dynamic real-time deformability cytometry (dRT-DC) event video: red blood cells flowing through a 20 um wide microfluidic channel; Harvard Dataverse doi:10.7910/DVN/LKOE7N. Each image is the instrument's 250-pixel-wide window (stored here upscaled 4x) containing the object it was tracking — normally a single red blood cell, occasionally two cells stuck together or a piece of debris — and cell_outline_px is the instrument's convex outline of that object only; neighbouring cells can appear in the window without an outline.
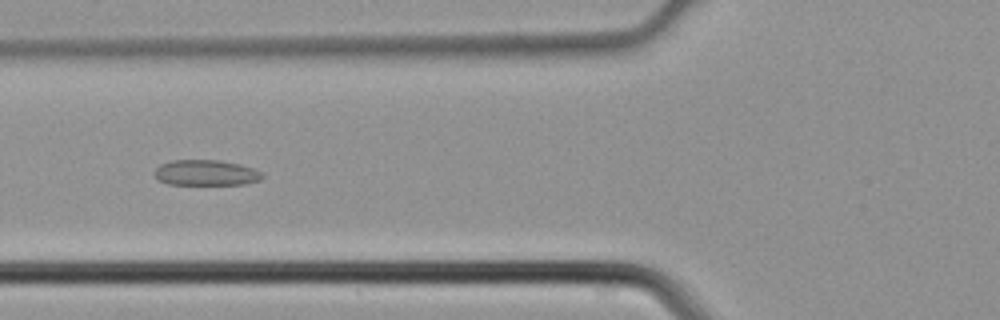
{"species": "common noctule bat (a hibernating species)", "species_latin": "Nyctalus noctula", "temperature_condition": "cold", "stored_images_in_passage": 33, "camera_frame_rate_fps": 3000, "um_per_image_px": 0.085, "animal": {"sex": "male", "body_mass_g": 21.5, "forearm_length_mm": 52.0}, "frame": {"image": 1, "passage_image": 6, "time_ms": 1.667, "image_size_px": [1000, 320], "cell_outline_px": [[264, 176], [260, 180], [244, 184], [168, 184], [156, 180], [156, 168], [160, 164], [172, 160], [220, 160], [240, 164], [252, 168], [260, 172]], "centroid_in_image_um": [17.49, 14.68], "position_along_channel_um": 108.3, "area_um2": 16.01}}
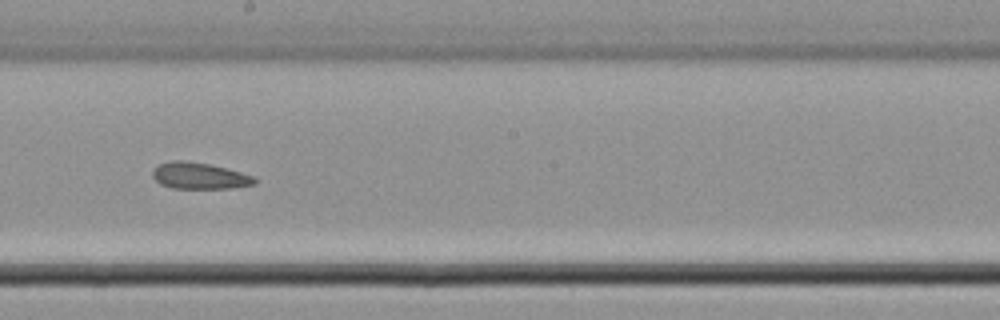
{"frame": {"image": 2, "passage_image": 14, "time_ms": 4.333, "image_size_px": [1000, 320], "cell_outline_px": [[256, 184], [232, 188], [172, 188], [160, 184], [152, 176], [152, 172], [160, 164], [172, 160], [184, 160], [208, 164], [256, 176]], "centroid_in_image_um": [16.97, 14.95], "position_along_channel_um": 231.2, "area_um2": 15.61}}
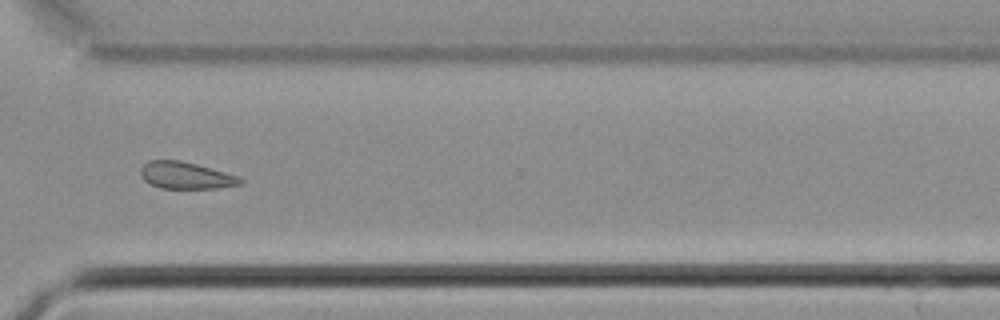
{"frame": {"image": 3, "passage_image": 22, "time_ms": 7.0, "image_size_px": [1000, 320], "cell_outline_px": [[244, 184], [216, 188], [160, 188], [144, 180], [140, 172], [140, 168], [148, 160], [180, 160], [196, 164], [224, 172], [236, 176], [244, 180]], "centroid_in_image_um": [15.78, 14.91], "position_along_channel_um": 354.8, "area_um2": 15.49}}